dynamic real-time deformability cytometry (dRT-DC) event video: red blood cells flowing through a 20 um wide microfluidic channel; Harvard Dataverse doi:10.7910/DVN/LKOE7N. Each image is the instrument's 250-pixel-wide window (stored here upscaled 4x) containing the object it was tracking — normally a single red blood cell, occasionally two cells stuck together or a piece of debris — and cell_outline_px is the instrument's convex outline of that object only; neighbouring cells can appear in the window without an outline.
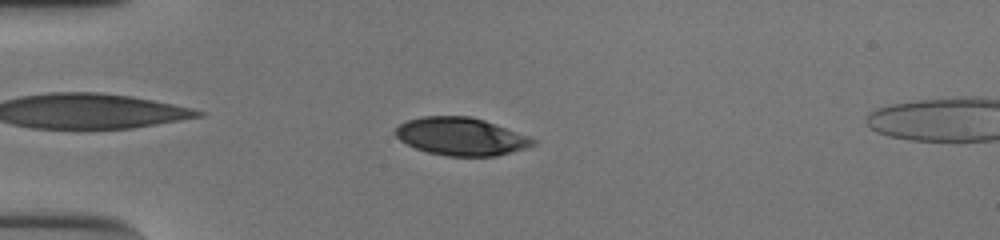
{"species": "human", "species_latin": "Homo sapiens", "temperature_condition": "cold", "stored_images_in_passage": 52, "camera_frame_rate_fps": 3000, "um_per_image_px": 0.085, "donor": {"sex": "male"}, "frame": {"image": 1, "passage_image": 14, "time_ms": 4.333, "image_size_px": [1000, 240], "cell_outline_px": [[536, 144], [512, 152], [496, 156], [448, 156], [428, 152], [416, 148], [400, 140], [396, 136], [396, 128], [400, 124], [408, 120], [424, 116], [468, 116], [484, 120], [528, 136], [536, 140]], "centroid_in_image_um": [39.19, 11.6], "position_along_channel_um": 45.8, "area_um2": 29.94}}
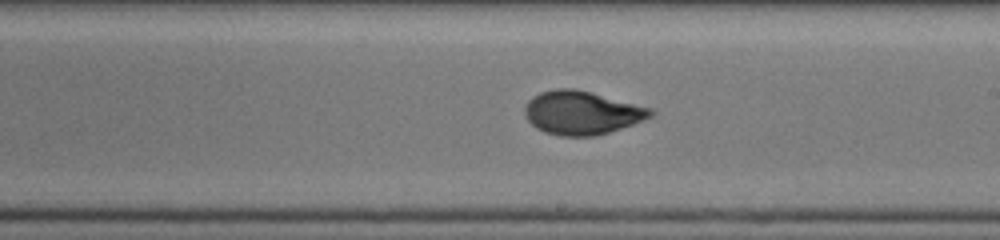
{"frame": {"image": 2, "passage_image": 31, "time_ms": 10.0, "image_size_px": [1000, 240], "cell_outline_px": [[656, 112], [652, 116], [644, 120], [596, 136], [560, 136], [544, 132], [536, 128], [528, 120], [524, 112], [524, 108], [528, 100], [532, 96], [540, 92], [556, 88], [576, 88], [592, 92], [652, 108]], "centroid_in_image_um": [49.44, 9.57], "position_along_channel_um": 239.6, "area_um2": 32.08}}
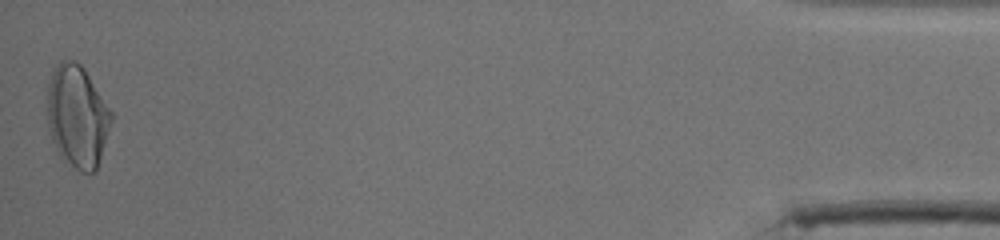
{"frame": {"image": 3, "passage_image": 52, "time_ms": 17.0, "image_size_px": [1000, 240], "cell_outline_px": [[112, 120], [96, 172], [80, 172], [68, 168], [60, 156], [52, 140], [48, 124], [48, 84], [52, 72], [60, 60], [76, 60], [84, 68], [112, 112]], "centroid_in_image_um": [6.56, 9.93], "position_along_channel_um": 428.6, "area_um2": 38.32}, "authors_computed_cell_mechanics": {"area_um2": 30.8652, "velocity_mm_per_s": 3.8915, "shape_relaxation_time_tau1_ms": 4.7281, "shape_relaxation_time_tau2_ms": 0.8381, "deformation_change_tau1": 0.1723, "deformation_change_tau2": 0.0509}}